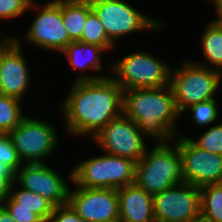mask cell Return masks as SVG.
<instances>
[{
	"mask_svg": "<svg viewBox=\"0 0 222 222\" xmlns=\"http://www.w3.org/2000/svg\"><path fill=\"white\" fill-rule=\"evenodd\" d=\"M68 89L57 107L63 119L64 132L61 133H65V137L90 140L111 120L123 114L124 90L111 76L96 81L71 82Z\"/></svg>",
	"mask_w": 222,
	"mask_h": 222,
	"instance_id": "1",
	"label": "cell"
},
{
	"mask_svg": "<svg viewBox=\"0 0 222 222\" xmlns=\"http://www.w3.org/2000/svg\"><path fill=\"white\" fill-rule=\"evenodd\" d=\"M123 114L133 120L150 143H169L181 127L172 88L169 85L157 88L124 90Z\"/></svg>",
	"mask_w": 222,
	"mask_h": 222,
	"instance_id": "2",
	"label": "cell"
},
{
	"mask_svg": "<svg viewBox=\"0 0 222 222\" xmlns=\"http://www.w3.org/2000/svg\"><path fill=\"white\" fill-rule=\"evenodd\" d=\"M154 196L166 189L185 183L179 148L175 140L152 143L135 165V182Z\"/></svg>",
	"mask_w": 222,
	"mask_h": 222,
	"instance_id": "3",
	"label": "cell"
},
{
	"mask_svg": "<svg viewBox=\"0 0 222 222\" xmlns=\"http://www.w3.org/2000/svg\"><path fill=\"white\" fill-rule=\"evenodd\" d=\"M129 0H90L92 10L99 18L108 38L120 46L126 36H134L140 32H164L167 21L151 14L144 13L143 9L136 8ZM145 31V32H144ZM156 31V32H155ZM138 32V33H137ZM125 36V37H124Z\"/></svg>",
	"mask_w": 222,
	"mask_h": 222,
	"instance_id": "4",
	"label": "cell"
},
{
	"mask_svg": "<svg viewBox=\"0 0 222 222\" xmlns=\"http://www.w3.org/2000/svg\"><path fill=\"white\" fill-rule=\"evenodd\" d=\"M31 2L28 13H35L24 33L17 31L12 38L21 46L29 43L35 50L61 53L71 42L62 20V0ZM45 2V3H44ZM22 35V36H21ZM50 52V53H49Z\"/></svg>",
	"mask_w": 222,
	"mask_h": 222,
	"instance_id": "5",
	"label": "cell"
},
{
	"mask_svg": "<svg viewBox=\"0 0 222 222\" xmlns=\"http://www.w3.org/2000/svg\"><path fill=\"white\" fill-rule=\"evenodd\" d=\"M148 50H134L111 60L110 76L123 90L169 85L172 64Z\"/></svg>",
	"mask_w": 222,
	"mask_h": 222,
	"instance_id": "6",
	"label": "cell"
},
{
	"mask_svg": "<svg viewBox=\"0 0 222 222\" xmlns=\"http://www.w3.org/2000/svg\"><path fill=\"white\" fill-rule=\"evenodd\" d=\"M169 84L177 110L182 114L194 104L219 97L222 93V73L187 58L178 67L171 66Z\"/></svg>",
	"mask_w": 222,
	"mask_h": 222,
	"instance_id": "7",
	"label": "cell"
},
{
	"mask_svg": "<svg viewBox=\"0 0 222 222\" xmlns=\"http://www.w3.org/2000/svg\"><path fill=\"white\" fill-rule=\"evenodd\" d=\"M59 130L45 116L28 113L8 134L23 164L45 163L47 160L51 163V157L53 159L61 146Z\"/></svg>",
	"mask_w": 222,
	"mask_h": 222,
	"instance_id": "8",
	"label": "cell"
},
{
	"mask_svg": "<svg viewBox=\"0 0 222 222\" xmlns=\"http://www.w3.org/2000/svg\"><path fill=\"white\" fill-rule=\"evenodd\" d=\"M75 163L73 182L79 187L119 189L135 182L136 162L126 157L103 152Z\"/></svg>",
	"mask_w": 222,
	"mask_h": 222,
	"instance_id": "9",
	"label": "cell"
},
{
	"mask_svg": "<svg viewBox=\"0 0 222 222\" xmlns=\"http://www.w3.org/2000/svg\"><path fill=\"white\" fill-rule=\"evenodd\" d=\"M49 163L23 164L16 172L15 182L20 187L41 195L55 207L67 204L73 183V170L70 168L64 175L61 169L57 170L53 163L52 166Z\"/></svg>",
	"mask_w": 222,
	"mask_h": 222,
	"instance_id": "10",
	"label": "cell"
},
{
	"mask_svg": "<svg viewBox=\"0 0 222 222\" xmlns=\"http://www.w3.org/2000/svg\"><path fill=\"white\" fill-rule=\"evenodd\" d=\"M101 153L126 157L138 162L151 143L136 123L124 114L111 120L91 139ZM149 143V144H148Z\"/></svg>",
	"mask_w": 222,
	"mask_h": 222,
	"instance_id": "11",
	"label": "cell"
},
{
	"mask_svg": "<svg viewBox=\"0 0 222 222\" xmlns=\"http://www.w3.org/2000/svg\"><path fill=\"white\" fill-rule=\"evenodd\" d=\"M24 50L12 37H7L0 45V95L26 102L33 77Z\"/></svg>",
	"mask_w": 222,
	"mask_h": 222,
	"instance_id": "12",
	"label": "cell"
},
{
	"mask_svg": "<svg viewBox=\"0 0 222 222\" xmlns=\"http://www.w3.org/2000/svg\"><path fill=\"white\" fill-rule=\"evenodd\" d=\"M68 203L84 222L119 221L117 189L84 188L73 182Z\"/></svg>",
	"mask_w": 222,
	"mask_h": 222,
	"instance_id": "13",
	"label": "cell"
},
{
	"mask_svg": "<svg viewBox=\"0 0 222 222\" xmlns=\"http://www.w3.org/2000/svg\"><path fill=\"white\" fill-rule=\"evenodd\" d=\"M185 183L203 187L222 183V155L200 149L189 137L176 136Z\"/></svg>",
	"mask_w": 222,
	"mask_h": 222,
	"instance_id": "14",
	"label": "cell"
},
{
	"mask_svg": "<svg viewBox=\"0 0 222 222\" xmlns=\"http://www.w3.org/2000/svg\"><path fill=\"white\" fill-rule=\"evenodd\" d=\"M156 222H189L200 214V188L176 185L153 196Z\"/></svg>",
	"mask_w": 222,
	"mask_h": 222,
	"instance_id": "15",
	"label": "cell"
},
{
	"mask_svg": "<svg viewBox=\"0 0 222 222\" xmlns=\"http://www.w3.org/2000/svg\"><path fill=\"white\" fill-rule=\"evenodd\" d=\"M106 53L102 47L97 45L74 41L60 55L65 56L67 64H69V67L71 66L70 69H73L75 72L77 71V75H74L75 78L72 80V82H77L96 81L110 77L111 62L103 63L104 61L106 62L104 56Z\"/></svg>",
	"mask_w": 222,
	"mask_h": 222,
	"instance_id": "16",
	"label": "cell"
},
{
	"mask_svg": "<svg viewBox=\"0 0 222 222\" xmlns=\"http://www.w3.org/2000/svg\"><path fill=\"white\" fill-rule=\"evenodd\" d=\"M119 222H156L153 196L135 183L117 189Z\"/></svg>",
	"mask_w": 222,
	"mask_h": 222,
	"instance_id": "17",
	"label": "cell"
},
{
	"mask_svg": "<svg viewBox=\"0 0 222 222\" xmlns=\"http://www.w3.org/2000/svg\"><path fill=\"white\" fill-rule=\"evenodd\" d=\"M202 28L197 46L203 58L192 61L222 73V20L211 19Z\"/></svg>",
	"mask_w": 222,
	"mask_h": 222,
	"instance_id": "18",
	"label": "cell"
},
{
	"mask_svg": "<svg viewBox=\"0 0 222 222\" xmlns=\"http://www.w3.org/2000/svg\"><path fill=\"white\" fill-rule=\"evenodd\" d=\"M4 208H25L36 213L44 222H49L54 205L47 199L14 182L9 196L1 204Z\"/></svg>",
	"mask_w": 222,
	"mask_h": 222,
	"instance_id": "19",
	"label": "cell"
},
{
	"mask_svg": "<svg viewBox=\"0 0 222 222\" xmlns=\"http://www.w3.org/2000/svg\"><path fill=\"white\" fill-rule=\"evenodd\" d=\"M90 0H62V20L70 39L79 41L88 13Z\"/></svg>",
	"mask_w": 222,
	"mask_h": 222,
	"instance_id": "20",
	"label": "cell"
},
{
	"mask_svg": "<svg viewBox=\"0 0 222 222\" xmlns=\"http://www.w3.org/2000/svg\"><path fill=\"white\" fill-rule=\"evenodd\" d=\"M220 106L219 99L217 98L199 102L185 109L181 114V118L186 115V113L190 114L188 118L198 130L199 128H206L219 122L221 117L220 113L222 112Z\"/></svg>",
	"mask_w": 222,
	"mask_h": 222,
	"instance_id": "21",
	"label": "cell"
},
{
	"mask_svg": "<svg viewBox=\"0 0 222 222\" xmlns=\"http://www.w3.org/2000/svg\"><path fill=\"white\" fill-rule=\"evenodd\" d=\"M200 214L211 222H222V183L200 188Z\"/></svg>",
	"mask_w": 222,
	"mask_h": 222,
	"instance_id": "22",
	"label": "cell"
},
{
	"mask_svg": "<svg viewBox=\"0 0 222 222\" xmlns=\"http://www.w3.org/2000/svg\"><path fill=\"white\" fill-rule=\"evenodd\" d=\"M79 41L102 47L107 53L118 49V47H116V45L108 38L104 27L93 10H91L87 15Z\"/></svg>",
	"mask_w": 222,
	"mask_h": 222,
	"instance_id": "23",
	"label": "cell"
},
{
	"mask_svg": "<svg viewBox=\"0 0 222 222\" xmlns=\"http://www.w3.org/2000/svg\"><path fill=\"white\" fill-rule=\"evenodd\" d=\"M23 105L17 98L0 95V133H9L21 123L27 115Z\"/></svg>",
	"mask_w": 222,
	"mask_h": 222,
	"instance_id": "24",
	"label": "cell"
},
{
	"mask_svg": "<svg viewBox=\"0 0 222 222\" xmlns=\"http://www.w3.org/2000/svg\"><path fill=\"white\" fill-rule=\"evenodd\" d=\"M203 129V131H202ZM199 129L198 137H191L189 134H181L178 131L177 136L189 137V139L200 149L211 152L213 154L222 155V119L209 127ZM205 129V130H204Z\"/></svg>",
	"mask_w": 222,
	"mask_h": 222,
	"instance_id": "25",
	"label": "cell"
},
{
	"mask_svg": "<svg viewBox=\"0 0 222 222\" xmlns=\"http://www.w3.org/2000/svg\"><path fill=\"white\" fill-rule=\"evenodd\" d=\"M31 0H0V24L14 22L28 14ZM14 20V21H13Z\"/></svg>",
	"mask_w": 222,
	"mask_h": 222,
	"instance_id": "26",
	"label": "cell"
},
{
	"mask_svg": "<svg viewBox=\"0 0 222 222\" xmlns=\"http://www.w3.org/2000/svg\"><path fill=\"white\" fill-rule=\"evenodd\" d=\"M0 162L9 166L15 173L23 165L8 133H0Z\"/></svg>",
	"mask_w": 222,
	"mask_h": 222,
	"instance_id": "27",
	"label": "cell"
},
{
	"mask_svg": "<svg viewBox=\"0 0 222 222\" xmlns=\"http://www.w3.org/2000/svg\"><path fill=\"white\" fill-rule=\"evenodd\" d=\"M49 222H84L69 203L56 206Z\"/></svg>",
	"mask_w": 222,
	"mask_h": 222,
	"instance_id": "28",
	"label": "cell"
},
{
	"mask_svg": "<svg viewBox=\"0 0 222 222\" xmlns=\"http://www.w3.org/2000/svg\"><path fill=\"white\" fill-rule=\"evenodd\" d=\"M15 176L16 173L9 166L0 162V204L9 196Z\"/></svg>",
	"mask_w": 222,
	"mask_h": 222,
	"instance_id": "29",
	"label": "cell"
},
{
	"mask_svg": "<svg viewBox=\"0 0 222 222\" xmlns=\"http://www.w3.org/2000/svg\"><path fill=\"white\" fill-rule=\"evenodd\" d=\"M16 222H44L36 213L25 208H5Z\"/></svg>",
	"mask_w": 222,
	"mask_h": 222,
	"instance_id": "30",
	"label": "cell"
},
{
	"mask_svg": "<svg viewBox=\"0 0 222 222\" xmlns=\"http://www.w3.org/2000/svg\"><path fill=\"white\" fill-rule=\"evenodd\" d=\"M208 3L210 2L213 9V15L211 19L214 20H222V0H206Z\"/></svg>",
	"mask_w": 222,
	"mask_h": 222,
	"instance_id": "31",
	"label": "cell"
},
{
	"mask_svg": "<svg viewBox=\"0 0 222 222\" xmlns=\"http://www.w3.org/2000/svg\"><path fill=\"white\" fill-rule=\"evenodd\" d=\"M0 222H16L14 221L8 211L0 204Z\"/></svg>",
	"mask_w": 222,
	"mask_h": 222,
	"instance_id": "32",
	"label": "cell"
},
{
	"mask_svg": "<svg viewBox=\"0 0 222 222\" xmlns=\"http://www.w3.org/2000/svg\"><path fill=\"white\" fill-rule=\"evenodd\" d=\"M189 222H211L208 218L204 217L202 214L191 219Z\"/></svg>",
	"mask_w": 222,
	"mask_h": 222,
	"instance_id": "33",
	"label": "cell"
},
{
	"mask_svg": "<svg viewBox=\"0 0 222 222\" xmlns=\"http://www.w3.org/2000/svg\"><path fill=\"white\" fill-rule=\"evenodd\" d=\"M3 33V34H2ZM0 32V45L5 41V39L7 38V37H12V33L11 34H9V33H6L5 31H3V32ZM7 34V35H6Z\"/></svg>",
	"mask_w": 222,
	"mask_h": 222,
	"instance_id": "34",
	"label": "cell"
}]
</instances>
